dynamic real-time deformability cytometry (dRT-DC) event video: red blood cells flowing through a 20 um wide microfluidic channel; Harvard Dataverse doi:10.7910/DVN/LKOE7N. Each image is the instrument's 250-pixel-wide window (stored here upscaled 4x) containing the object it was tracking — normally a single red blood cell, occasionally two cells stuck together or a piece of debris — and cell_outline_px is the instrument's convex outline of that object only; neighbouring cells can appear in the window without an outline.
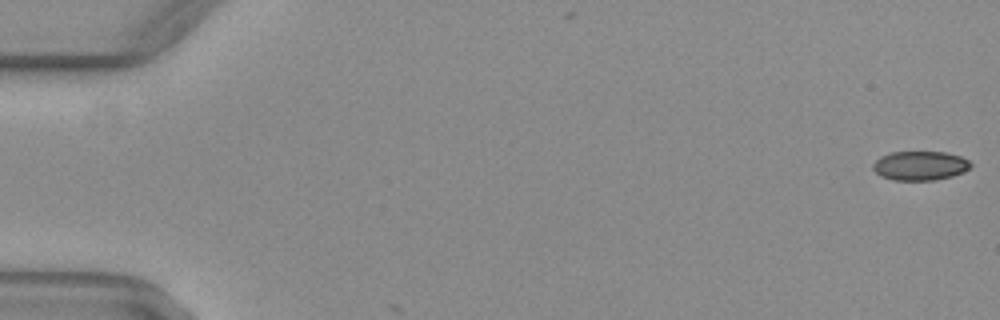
{"species": "common noctule bat (a hibernating species)", "species_latin": "Nyctalus noctula", "temperature_condition": "warm", "stored_images_in_passage": 4, "camera_frame_rate_fps": 3000, "um_per_image_px": 0.085, "animal": {"sex": "female", "body_mass_g": 29.2, "forearm_length_mm": 56.3}, "frame": {"image": 1, "passage_image": 1, "time_ms": 0.0, "image_size_px": [1000, 320], "cell_outline_px": [[972, 164], [964, 172], [952, 176], [936, 180], [892, 180], [880, 176], [872, 168], [872, 164], [880, 156], [888, 152], [948, 152], [960, 156], [968, 160]], "centroid_in_image_um": [78.18, 14.08], "position_along_channel_um": 6.8, "area_um2": 16.76}}